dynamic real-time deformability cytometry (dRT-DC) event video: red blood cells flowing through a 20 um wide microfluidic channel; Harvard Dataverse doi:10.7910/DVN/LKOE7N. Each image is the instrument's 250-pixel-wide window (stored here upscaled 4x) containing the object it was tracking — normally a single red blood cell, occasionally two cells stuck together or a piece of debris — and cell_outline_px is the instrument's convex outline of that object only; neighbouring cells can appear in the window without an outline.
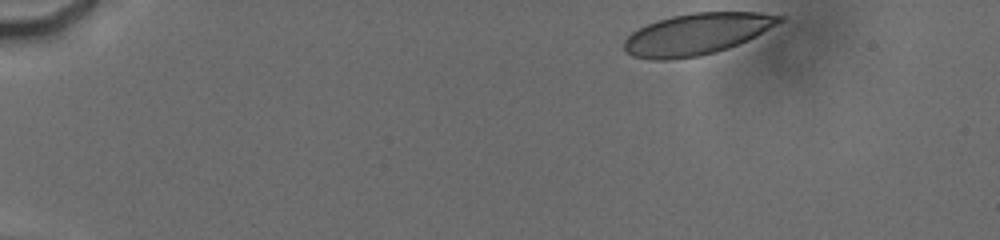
{"species": "human", "species_latin": "Homo sapiens", "temperature_condition": "cold", "stored_images_in_passage": 28, "camera_frame_rate_fps": 3000, "um_per_image_px": 0.085, "donor": {"sex": "male"}, "frame": {"image": 1, "passage_image": 1, "time_ms": 0.0, "image_size_px": [1000, 240], "cell_outline_px": [[784, 20], [756, 36], [748, 40], [728, 48], [716, 52], [700, 56], [668, 60], [652, 60], [632, 56], [624, 52], [624, 40], [632, 32], [648, 24], [672, 16], [692, 12], [760, 12], [784, 16]], "centroid_in_image_um": [59.22, 2.9], "position_along_channel_um": 25.8, "area_um2": 37.51}}
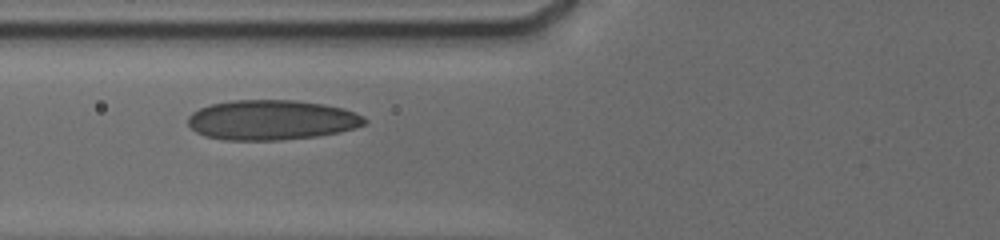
{"frame": {"image": 2, "passage_image": 21, "time_ms": 5.0, "image_size_px": [1000, 240], "cell_outline_px": [[368, 120], [364, 124], [340, 132], [316, 136], [280, 140], [224, 140], [204, 136], [196, 132], [188, 124], [188, 116], [192, 112], [200, 108], [212, 104], [232, 100], [296, 100], [324, 104], [344, 108], [364, 116]], "centroid_in_image_um": [23.08, 10.19], "position_along_channel_um": 102.7, "area_um2": 41.21}}
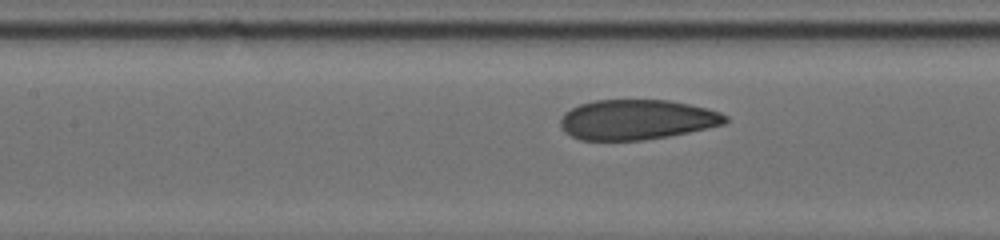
{"frame": {"image": 3, "passage_image": 27, "time_ms": 6.333, "image_size_px": [1000, 240], "cell_outline_px": [[728, 120], [724, 124], [688, 132], [668, 136], [644, 140], [580, 140], [564, 132], [560, 128], [560, 120], [564, 112], [580, 104], [592, 100], [668, 100], [708, 108], [720, 112], [728, 116]], "centroid_in_image_um": [54.1, 10.17], "position_along_channel_um": 153.3, "area_um2": 38.55}}